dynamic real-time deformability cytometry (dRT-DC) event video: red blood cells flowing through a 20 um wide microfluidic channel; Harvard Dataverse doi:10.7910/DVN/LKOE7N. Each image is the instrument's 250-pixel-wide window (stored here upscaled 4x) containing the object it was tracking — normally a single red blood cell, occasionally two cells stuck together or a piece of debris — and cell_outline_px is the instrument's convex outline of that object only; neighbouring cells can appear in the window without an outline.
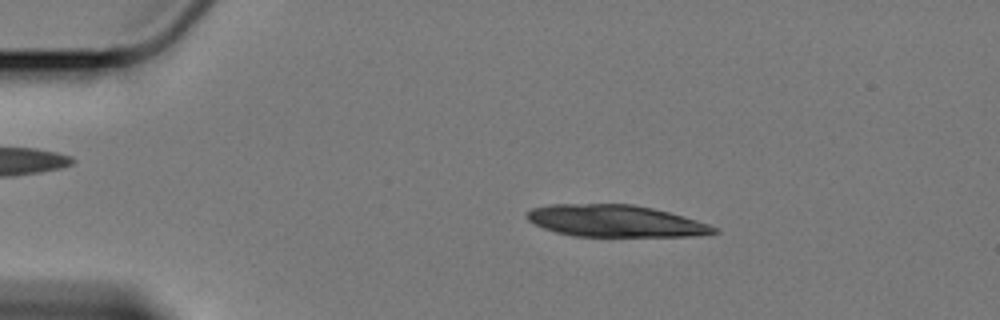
{"species": "Egyptian fruit bat (a non-hibernating species)", "species_latin": "Rousettus aegyptiacus", "temperature_condition": "cold", "stored_images_in_passage": 55, "camera_frame_rate_fps": 3000, "um_per_image_px": 0.085, "animal": {"sex": "female"}, "frame": {"image": 1, "passage_image": 8, "time_ms": 2.333, "image_size_px": [1000, 320], "cell_outline_px": [[720, 232], [688, 236], [572, 236], [556, 232], [544, 228], [528, 220], [524, 216], [532, 208], [548, 204], [632, 204], [652, 208], [684, 216], [708, 224], [716, 228]], "centroid_in_image_um": [52.26, 18.78], "position_along_channel_um": 32.7, "area_um2": 34.56}}
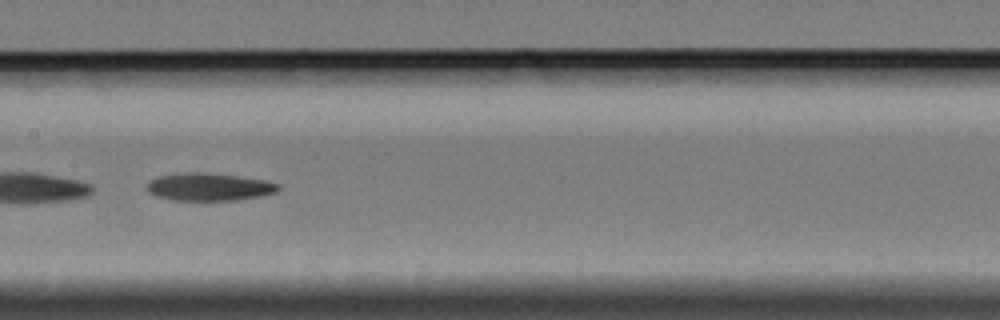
{"frame": {"image": 2, "passage_image": 27, "time_ms": 8.667, "image_size_px": [1000, 320], "cell_outline_px": [[280, 188], [276, 192], [260, 196], [236, 200], [172, 200], [156, 196], [148, 192], [148, 180], [160, 176], [184, 172], [204, 172], [236, 176], [264, 180], [280, 184]], "centroid_in_image_um": [17.76, 15.88], "position_along_channel_um": 189.6, "area_um2": 21.1}}
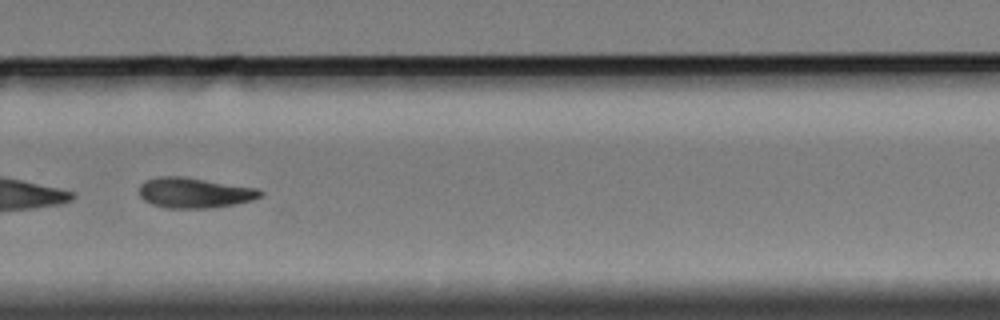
{"frame": {"image": 3, "passage_image": 38, "time_ms": 12.333, "image_size_px": [1000, 320], "cell_outline_px": [[264, 192], [260, 196], [252, 200], [236, 204], [212, 208], [164, 208], [152, 204], [144, 200], [140, 196], [140, 184], [144, 180], [160, 176], [180, 176], [260, 188]], "centroid_in_image_um": [16.54, 16.39], "position_along_channel_um": 313.3, "area_um2": 21.56}, "authors_computed_cell_mechanics": {"area_um2": 22.0218, "velocity_mm_per_s": 3.3828, "shape_relaxation_time_tau1_ms": 4.3593, "shape_relaxation_time_tau2_ms": null, "deformation_change_tau1": 0.1144, "deformation_change_tau2": null}}